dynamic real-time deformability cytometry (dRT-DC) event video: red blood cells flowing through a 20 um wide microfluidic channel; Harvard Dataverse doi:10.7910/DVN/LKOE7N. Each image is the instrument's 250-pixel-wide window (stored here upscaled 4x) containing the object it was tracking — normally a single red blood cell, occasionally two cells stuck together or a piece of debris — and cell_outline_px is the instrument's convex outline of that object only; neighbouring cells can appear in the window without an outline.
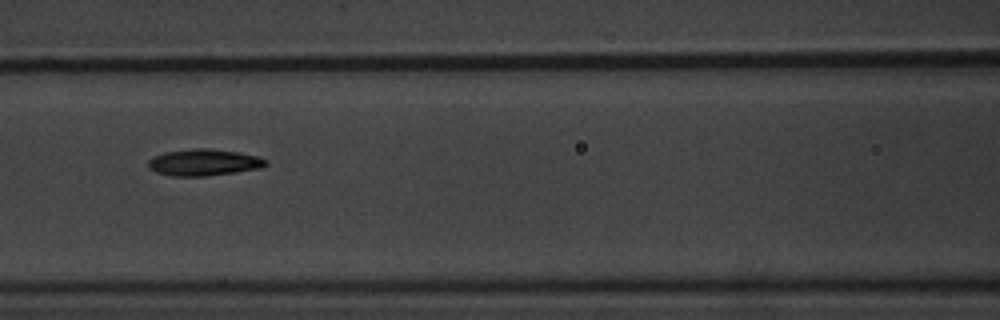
{"species": "common noctule bat (a hibernating species)", "species_latin": "Nyctalus noctula", "temperature_condition": "warm", "stored_images_in_passage": 7, "camera_frame_rate_fps": 3000, "um_per_image_px": 0.085, "animal": {"sex": "male", "body_mass_g": 20.1, "forearm_length_mm": 53.5}, "frame": {"image": 1, "passage_image": 5, "time_ms": 4.667, "image_size_px": [1000, 320], "cell_outline_px": [[268, 164], [260, 168], [236, 172], [204, 176], [172, 176], [156, 172], [148, 168], [148, 160], [152, 156], [164, 152], [192, 148], [208, 148], [240, 152], [260, 156], [268, 160]], "centroid_in_image_um": [17.33, 13.79], "position_along_channel_um": 149.3, "area_um2": 18.5}}
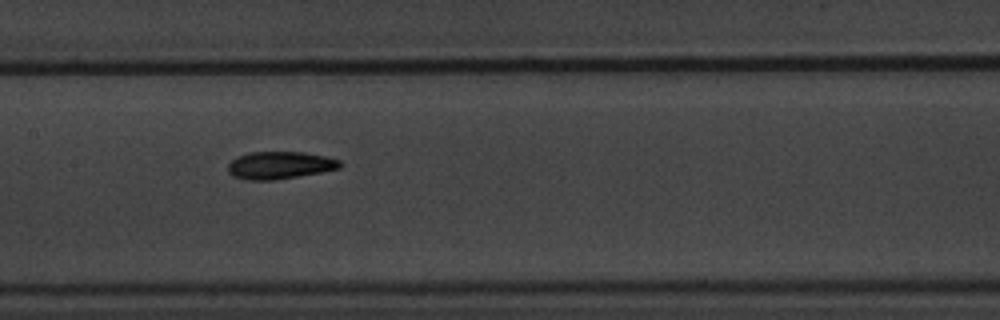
{"frame": {"image": 2, "passage_image": 6, "time_ms": 5.667, "image_size_px": [1000, 320], "cell_outline_px": [[344, 164], [340, 168], [320, 172], [272, 180], [244, 180], [232, 176], [228, 172], [228, 164], [236, 156], [248, 152], [304, 152], [324, 156], [340, 160]], "centroid_in_image_um": [23.75, 14.04], "position_along_channel_um": 183.6, "area_um2": 17.98}}